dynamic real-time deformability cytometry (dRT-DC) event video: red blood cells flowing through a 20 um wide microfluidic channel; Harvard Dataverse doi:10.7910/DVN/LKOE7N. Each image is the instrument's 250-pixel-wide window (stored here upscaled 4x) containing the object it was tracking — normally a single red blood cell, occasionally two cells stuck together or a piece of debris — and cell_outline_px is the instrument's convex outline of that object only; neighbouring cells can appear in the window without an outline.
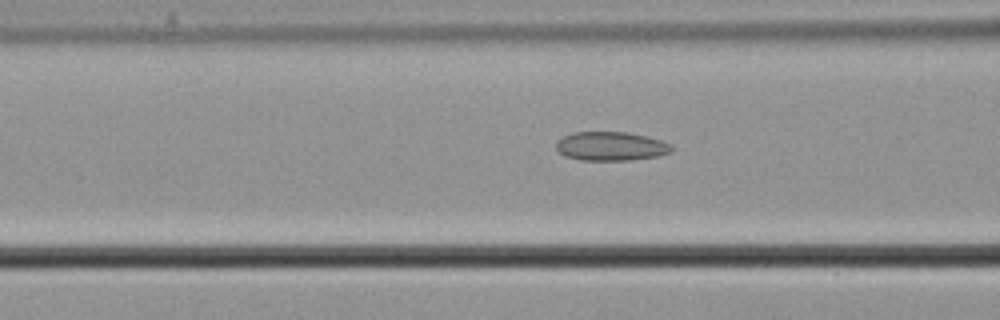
{"species": "common noctule bat (a hibernating species)", "species_latin": "Nyctalus noctula", "temperature_condition": "cold", "stored_images_in_passage": 37, "camera_frame_rate_fps": 3000, "um_per_image_px": 0.085, "animal": {"sex": "male", "body_mass_g": 21.5, "forearm_length_mm": 52.0}, "frame": {"image": 1, "passage_image": 14, "time_ms": 4.333, "image_size_px": [1000, 320], "cell_outline_px": [[672, 152], [660, 156], [632, 160], [580, 160], [564, 156], [556, 148], [556, 144], [564, 136], [572, 132], [628, 132], [648, 136], [672, 144]], "centroid_in_image_um": [51.97, 12.43], "position_along_channel_um": 114.6, "area_um2": 19.59}}
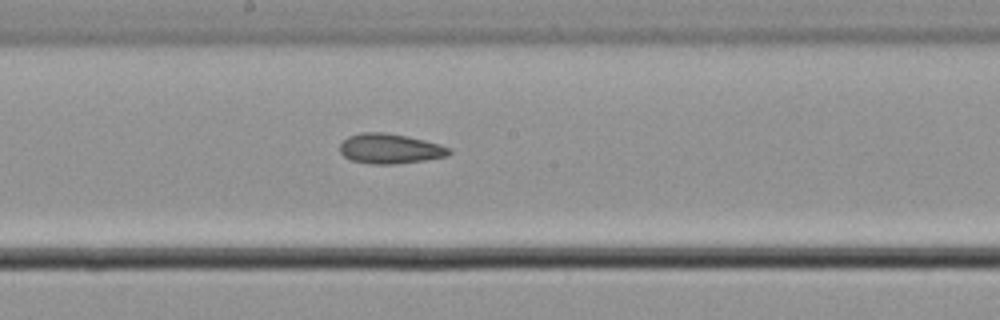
{"frame": {"image": 2, "passage_image": 22, "time_ms": 7.0, "image_size_px": [1000, 320], "cell_outline_px": [[452, 152], [448, 156], [424, 160], [396, 164], [368, 164], [352, 160], [344, 156], [340, 152], [340, 144], [348, 136], [360, 132], [384, 132], [408, 136], [440, 144], [452, 148]], "centroid_in_image_um": [33.17, 12.63], "position_along_channel_um": 215.0, "area_um2": 19.25}}
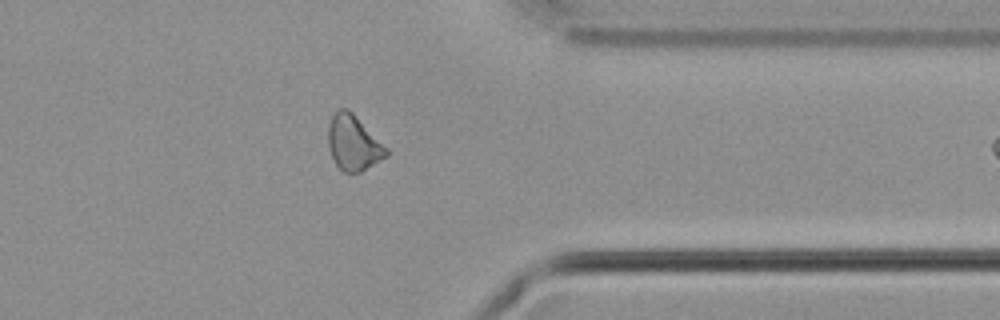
{"frame": {"image": 3, "passage_image": 36, "time_ms": 11.667, "image_size_px": [1000, 320], "cell_outline_px": [[388, 156], [360, 172], [344, 172], [336, 164], [328, 148], [328, 124], [332, 116], [340, 108], [348, 108], [388, 148]], "centroid_in_image_um": [30.04, 12.14], "position_along_channel_um": 381.4, "area_um2": 18.61}}